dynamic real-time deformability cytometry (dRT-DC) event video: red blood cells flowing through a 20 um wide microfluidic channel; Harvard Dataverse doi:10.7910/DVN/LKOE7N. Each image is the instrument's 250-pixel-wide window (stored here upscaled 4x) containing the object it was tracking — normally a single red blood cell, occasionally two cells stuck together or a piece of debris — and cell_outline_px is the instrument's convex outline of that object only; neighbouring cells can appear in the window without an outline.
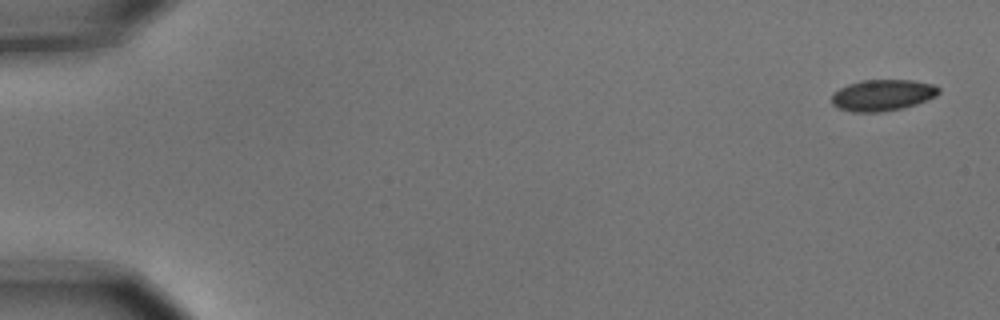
{"species": "common noctule bat (a hibernating species)", "species_latin": "Nyctalus noctula", "temperature_condition": "cold", "stored_images_in_passage": 5, "camera_frame_rate_fps": 3000, "um_per_image_px": 0.085, "animal": {"sex": "male", "body_mass_g": 15.6}, "frame": {"image": 1, "passage_image": 1, "time_ms": 0.0, "image_size_px": [1000, 320], "cell_outline_px": [[940, 92], [936, 96], [916, 104], [900, 108], [880, 112], [852, 112], [840, 108], [832, 104], [832, 92], [848, 84], [860, 80], [912, 80], [932, 84], [940, 88]], "centroid_in_image_um": [75.0, 8.08], "position_along_channel_um": 10.0, "area_um2": 19.48}}
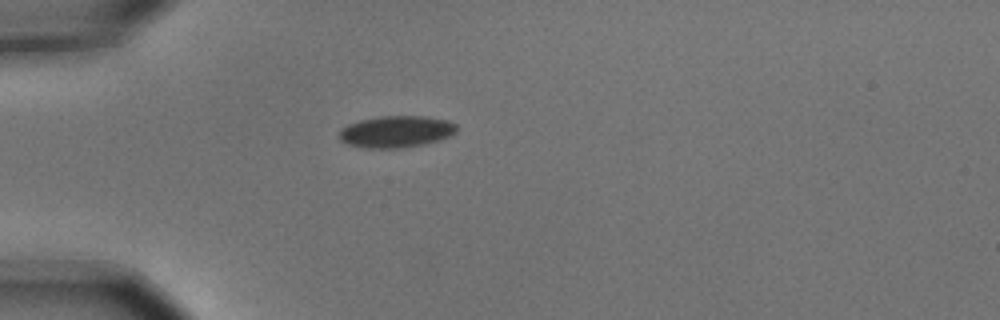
{"frame": {"image": 2, "passage_image": 5, "time_ms": 1.333, "image_size_px": [1000, 320], "cell_outline_px": [[456, 132], [448, 136], [424, 144], [400, 148], [364, 148], [348, 144], [340, 140], [340, 128], [348, 124], [360, 120], [380, 116], [424, 116], [448, 120], [456, 124]], "centroid_in_image_um": [33.65, 11.18], "position_along_channel_um": 51.4, "area_um2": 21.62}}